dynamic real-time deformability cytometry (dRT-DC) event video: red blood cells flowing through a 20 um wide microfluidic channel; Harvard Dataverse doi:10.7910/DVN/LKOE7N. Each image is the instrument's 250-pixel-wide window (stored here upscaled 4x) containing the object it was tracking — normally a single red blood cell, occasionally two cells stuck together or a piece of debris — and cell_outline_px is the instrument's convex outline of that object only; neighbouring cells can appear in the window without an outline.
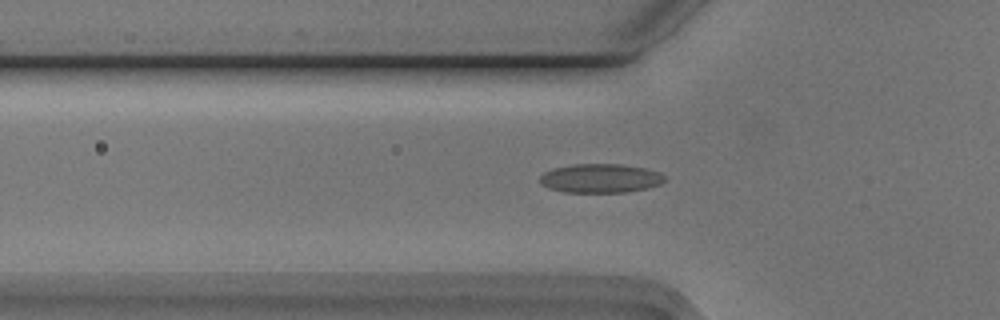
{"species": "Egyptian fruit bat (a non-hibernating species)", "species_latin": "Rousettus aegyptiacus", "temperature_condition": "cold", "stored_images_in_passage": 45, "segment_of_instrument_passage": [1, 2], "camera_frame_rate_fps": 3000, "um_per_image_px": 0.085, "animal": {"sex": "male"}, "frame": {"image": 1, "passage_image": 13, "time_ms": 4.0, "image_size_px": [1000, 320], "cell_outline_px": [[668, 176], [660, 184], [648, 188], [628, 192], [564, 192], [548, 188], [540, 184], [540, 176], [544, 172], [552, 168], [572, 164], [620, 164], [644, 168], [660, 172]], "centroid_in_image_um": [51.04, 15.15], "position_along_channel_um": 74.8, "area_um2": 21.27}}
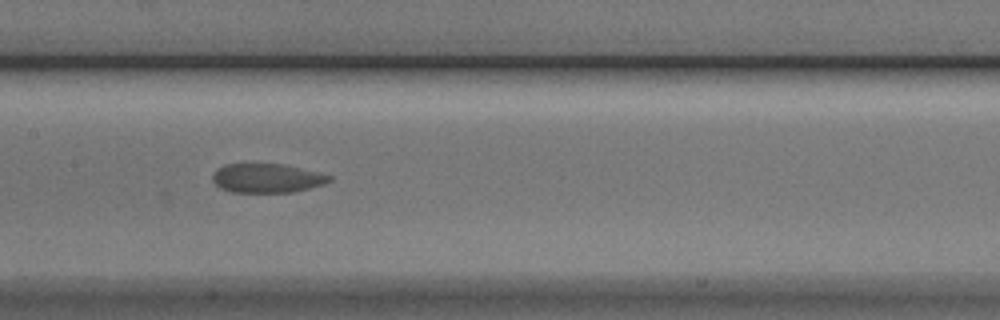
{"frame": {"image": 2, "passage_image": 22, "time_ms": 7.0, "image_size_px": [1000, 320], "cell_outline_px": [[332, 180], [324, 184], [292, 192], [232, 192], [220, 188], [212, 180], [212, 172], [216, 168], [224, 164], [284, 164], [332, 176]], "centroid_in_image_um": [22.64, 15.14], "position_along_channel_um": 184.8, "area_um2": 19.77}}
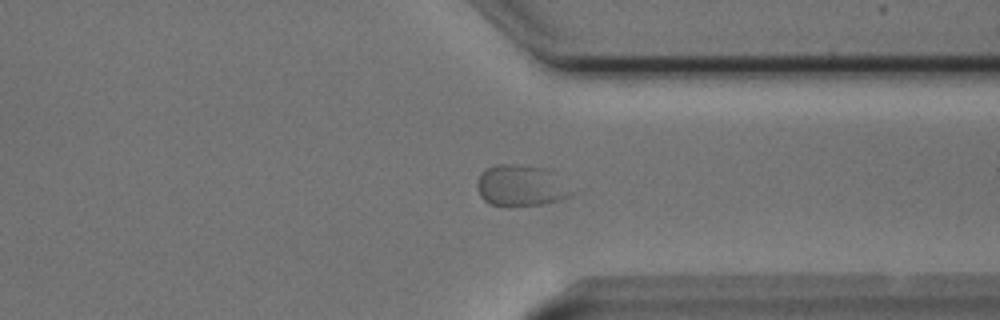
{"frame": {"image": 3, "passage_image": 37, "time_ms": 12.0, "image_size_px": [1000, 320], "cell_outline_px": [[576, 192], [572, 196], [544, 204], [488, 204], [480, 196], [476, 188], [476, 184], [480, 172], [484, 168], [496, 164], [516, 164], [544, 168]], "centroid_in_image_um": [44.23, 15.76], "position_along_channel_um": 367.2, "area_um2": 22.37}}